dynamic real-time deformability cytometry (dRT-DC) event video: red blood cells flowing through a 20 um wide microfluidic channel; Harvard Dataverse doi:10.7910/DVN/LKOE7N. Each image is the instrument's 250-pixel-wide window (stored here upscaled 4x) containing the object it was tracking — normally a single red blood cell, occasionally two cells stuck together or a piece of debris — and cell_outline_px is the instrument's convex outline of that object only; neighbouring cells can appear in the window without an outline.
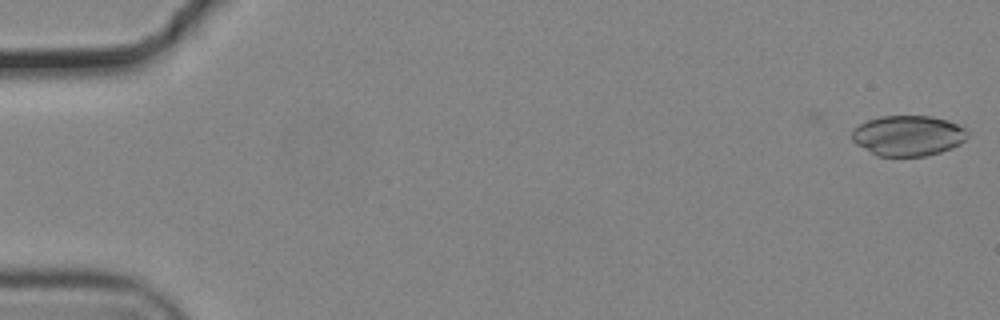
{"species": "common noctule bat (a hibernating species)", "species_latin": "Nyctalus noctula", "temperature_condition": "cold", "stored_images_in_passage": 55, "camera_frame_rate_fps": 3000, "um_per_image_px": 0.085, "animal": {"sex": "male", "body_mass_g": 19.2, "forearm_length_mm": 51.8}, "frame": {"image": 1, "passage_image": 1, "time_ms": 0.0, "image_size_px": [1000, 320], "cell_outline_px": [[968, 136], [960, 144], [952, 148], [940, 152], [924, 156], [880, 156], [856, 144], [852, 140], [852, 132], [860, 124], [868, 120], [880, 116], [932, 116], [948, 120], [964, 128], [968, 132]], "centroid_in_image_um": [77.21, 11.52], "position_along_channel_um": 7.8, "area_um2": 27.05}}
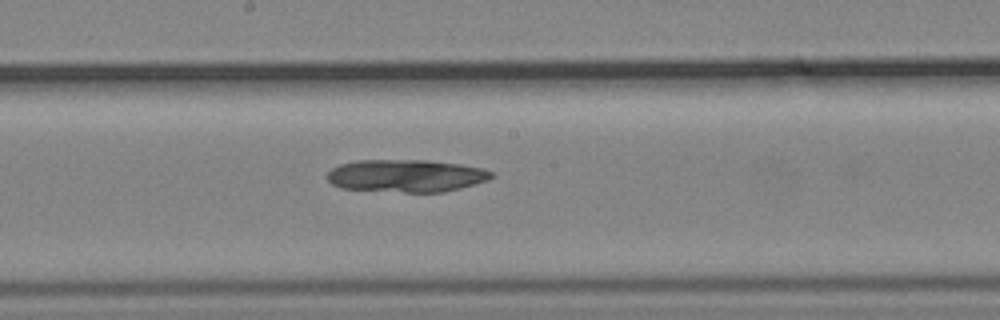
{"frame": {"image": 2, "passage_image": 30, "time_ms": 9.667, "image_size_px": [1000, 320], "cell_outline_px": [[496, 176], [488, 180], [460, 188], [444, 192], [404, 192], [340, 188], [332, 184], [324, 176], [332, 168], [340, 164], [356, 160], [428, 160], [460, 164], [484, 168], [492, 172]], "centroid_in_image_um": [34.52, 14.93], "position_along_channel_um": 213.7, "area_um2": 31.39}}